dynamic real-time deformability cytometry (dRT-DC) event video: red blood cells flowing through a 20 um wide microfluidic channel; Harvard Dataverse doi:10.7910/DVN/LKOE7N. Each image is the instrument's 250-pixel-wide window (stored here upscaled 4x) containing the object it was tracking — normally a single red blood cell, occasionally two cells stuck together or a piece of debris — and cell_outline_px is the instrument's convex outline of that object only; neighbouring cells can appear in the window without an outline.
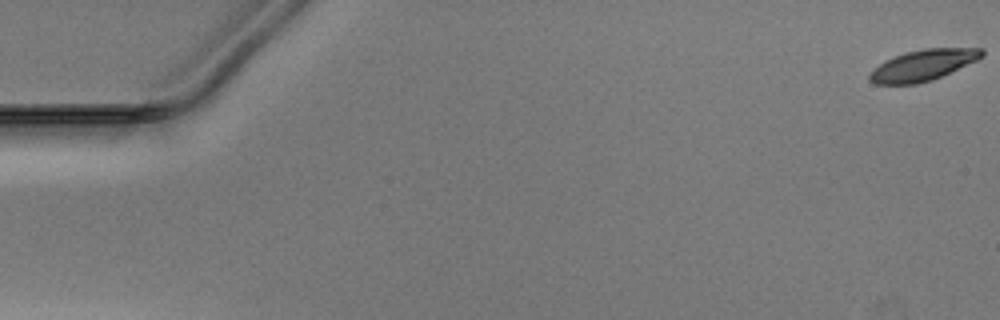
{"species": "Egyptian fruit bat (a non-hibernating species)", "species_latin": "Rousettus aegyptiacus", "temperature_condition": "warm", "stored_images_in_passage": 54, "camera_frame_rate_fps": 3000, "um_per_image_px": 0.085, "animal": {"sex": "male"}, "frame": {"image": 1, "passage_image": 1, "time_ms": 0.0, "image_size_px": [1000, 320], "cell_outline_px": [[984, 56], [976, 60], [932, 80], [916, 84], [876, 84], [868, 80], [868, 76], [884, 60], [904, 52], [924, 48], [984, 48]], "centroid_in_image_um": [78.45, 5.53], "position_along_channel_um": 6.6, "area_um2": 20.11}}
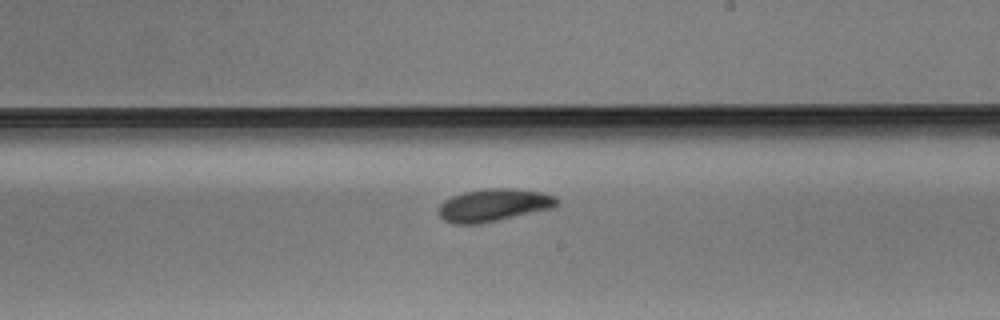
{"frame": {"image": 2, "passage_image": 32, "time_ms": 10.333, "image_size_px": [1000, 320], "cell_outline_px": [[560, 204], [552, 208], [496, 220], [476, 224], [452, 224], [444, 220], [436, 212], [440, 204], [444, 200], [452, 196], [464, 192], [484, 188], [512, 188], [544, 192], [556, 196], [560, 200]], "centroid_in_image_um": [41.96, 17.42], "position_along_channel_um": 247.0, "area_um2": 22.66}}
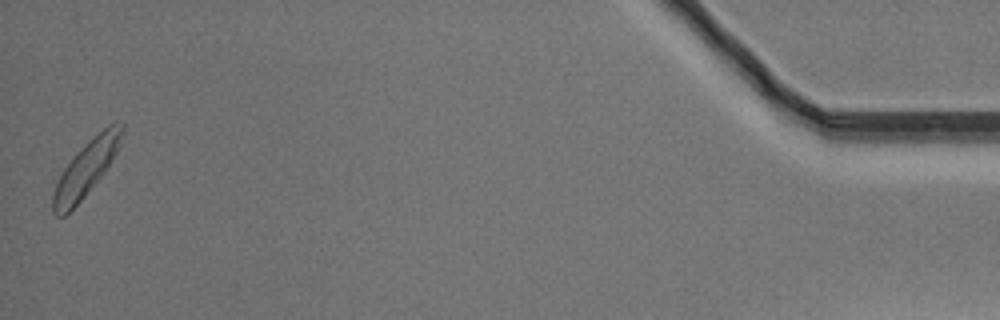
{"frame": {"image": 3, "passage_image": 53, "time_ms": 17.333, "image_size_px": [1000, 320], "cell_outline_px": [[124, 132], [120, 144], [116, 152], [104, 172], [84, 196], [64, 216], [56, 216], [52, 212], [52, 196], [56, 184], [64, 168], [76, 152], [84, 144], [108, 124], [124, 124]], "centroid_in_image_um": [7.3, 14.31], "position_along_channel_um": 427.9, "area_um2": 21.68}}